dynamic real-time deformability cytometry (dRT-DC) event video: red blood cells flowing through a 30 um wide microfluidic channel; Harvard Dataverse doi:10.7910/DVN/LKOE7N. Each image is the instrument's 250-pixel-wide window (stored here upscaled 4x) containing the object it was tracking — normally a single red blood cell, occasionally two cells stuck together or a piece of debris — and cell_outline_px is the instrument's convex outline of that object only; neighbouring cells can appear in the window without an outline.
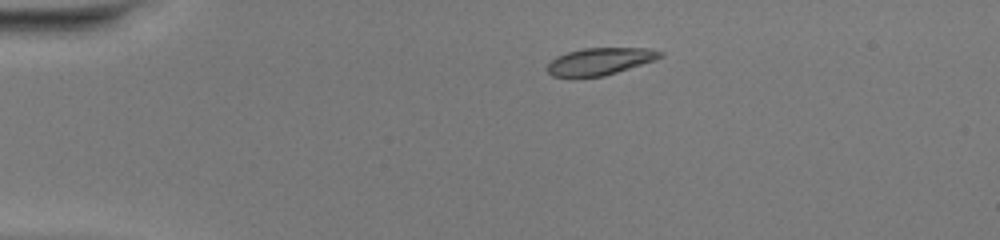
{"species": "common noctule bat (a hibernating species)", "species_latin": "Nyctalus noctula", "temperature_condition": "warm", "stored_images_in_passage": 40, "camera_frame_rate_fps": 3000, "um_per_image_px": 0.085, "animal": {"sex": "female", "body_mass_g": 20.0, "forearm_length_mm": 54.0}, "frame": {"image": 1, "passage_image": 1, "time_ms": 0.0, "image_size_px": [1000, 240], "cell_outline_px": [[664, 56], [656, 60], [604, 76], [572, 80], [552, 76], [544, 68], [556, 56], [568, 52], [584, 48], [648, 48], [664, 52]], "centroid_in_image_um": [50.94, 5.26], "position_along_channel_um": 34.1, "area_um2": 18.55}}
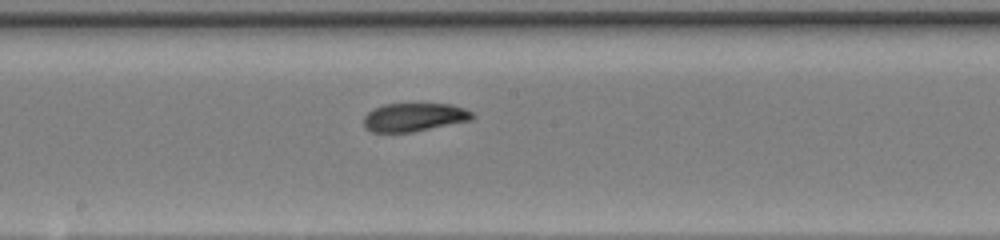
{"frame": {"image": 2, "passage_image": 18, "time_ms": 5.667, "image_size_px": [1000, 240], "cell_outline_px": [[476, 116], [472, 120], [412, 132], [372, 132], [364, 128], [364, 116], [372, 108], [384, 104], [452, 104], [464, 108], [472, 112]], "centroid_in_image_um": [35.2, 9.96], "position_along_channel_um": 213.0, "area_um2": 18.09}}
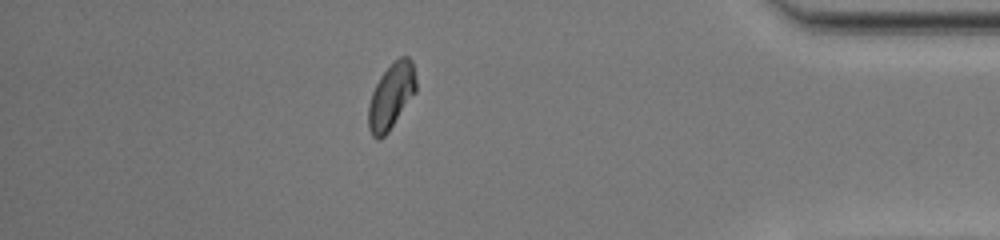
{"frame": {"image": 3, "passage_image": 34, "time_ms": 11.0, "image_size_px": [1000, 240], "cell_outline_px": [[416, 92], [388, 132], [380, 140], [376, 140], [372, 136], [368, 128], [368, 104], [372, 92], [380, 76], [400, 56], [408, 56], [412, 60], [416, 80]], "centroid_in_image_um": [33.24, 8.2], "position_along_channel_um": 402.0, "area_um2": 18.21}, "authors_computed_cell_mechanics": {"area_um2": 18.2359, "velocity_mm_per_s": 4.1976, "shape_relaxation_time_tau1_ms": 5.3892, "shape_relaxation_time_tau2_ms": 0.9893, "deformation_change_tau1": 0.1884, "deformation_change_tau2": 0.0559}}